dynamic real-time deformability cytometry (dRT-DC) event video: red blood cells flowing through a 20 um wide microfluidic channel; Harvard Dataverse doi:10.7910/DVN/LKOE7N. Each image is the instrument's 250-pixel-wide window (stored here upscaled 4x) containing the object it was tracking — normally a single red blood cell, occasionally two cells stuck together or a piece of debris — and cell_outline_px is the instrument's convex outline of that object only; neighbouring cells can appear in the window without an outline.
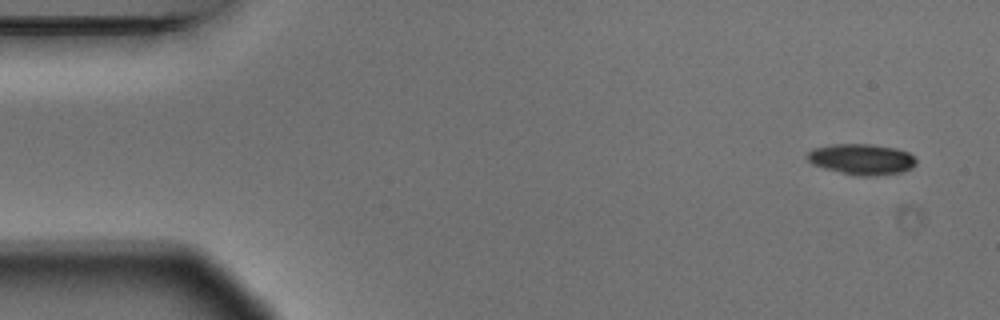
{"species": "Egyptian fruit bat (a non-hibernating species)", "species_latin": "Rousettus aegyptiacus", "temperature_condition": "warm", "stored_images_in_passage": 4, "camera_frame_rate_fps": 3000, "um_per_image_px": 0.085, "animal": {"sex": "male"}, "frame": {"image": 1, "passage_image": 1, "time_ms": 0.0, "image_size_px": [1000, 320], "cell_outline_px": [[916, 164], [912, 168], [900, 172], [868, 176], [856, 176], [824, 168], [812, 164], [804, 156], [812, 148], [832, 144], [872, 144], [896, 148], [908, 152], [916, 160]], "centroid_in_image_um": [73.2, 13.52], "position_along_channel_um": 11.8, "area_um2": 19.59}}
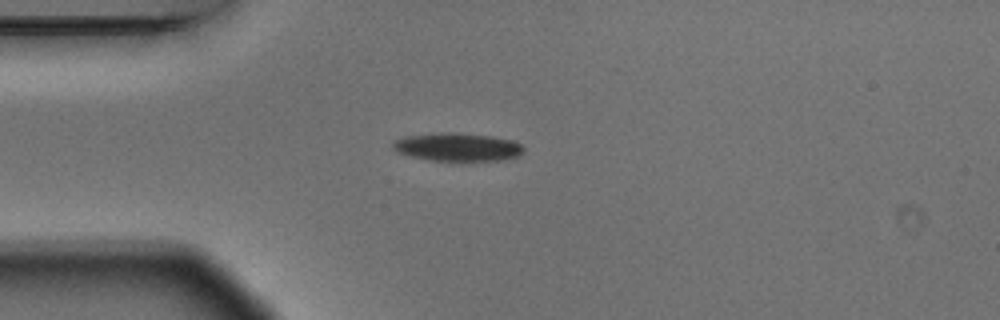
{"frame": {"image": 2, "passage_image": 4, "time_ms": 1.0, "image_size_px": [1000, 320], "cell_outline_px": [[524, 148], [520, 156], [500, 160], [460, 164], [428, 160], [396, 152], [392, 148], [392, 144], [396, 140], [408, 136], [448, 132], [452, 132], [492, 136], [512, 140], [520, 144]], "centroid_in_image_um": [38.92, 12.55], "position_along_channel_um": 46.1, "area_um2": 22.2}}